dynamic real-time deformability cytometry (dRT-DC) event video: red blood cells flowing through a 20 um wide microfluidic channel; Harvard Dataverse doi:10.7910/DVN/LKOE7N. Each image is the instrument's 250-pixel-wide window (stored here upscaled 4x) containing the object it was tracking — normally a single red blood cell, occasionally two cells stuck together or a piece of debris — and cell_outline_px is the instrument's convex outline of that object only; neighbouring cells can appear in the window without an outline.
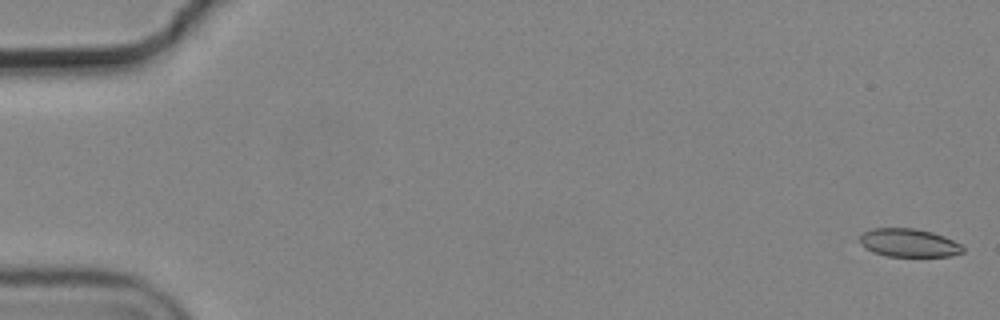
{"species": "common noctule bat (a hibernating species)", "species_latin": "Nyctalus noctula", "temperature_condition": "cold", "stored_images_in_passage": 2, "camera_frame_rate_fps": 3000, "um_per_image_px": 0.085, "animal": {"sex": "male", "body_mass_g": 19.2, "forearm_length_mm": 51.8}, "frame": {"image": 1, "passage_image": 2, "time_ms": 0.333, "image_size_px": [1000, 320], "cell_outline_px": [[964, 252], [952, 256], [884, 256], [872, 252], [864, 248], [860, 240], [860, 232], [872, 228], [912, 228], [932, 232], [944, 236], [960, 244], [964, 248]], "centroid_in_image_um": [77.21, 20.64], "position_along_channel_um": 7.8, "area_um2": 17.11}}